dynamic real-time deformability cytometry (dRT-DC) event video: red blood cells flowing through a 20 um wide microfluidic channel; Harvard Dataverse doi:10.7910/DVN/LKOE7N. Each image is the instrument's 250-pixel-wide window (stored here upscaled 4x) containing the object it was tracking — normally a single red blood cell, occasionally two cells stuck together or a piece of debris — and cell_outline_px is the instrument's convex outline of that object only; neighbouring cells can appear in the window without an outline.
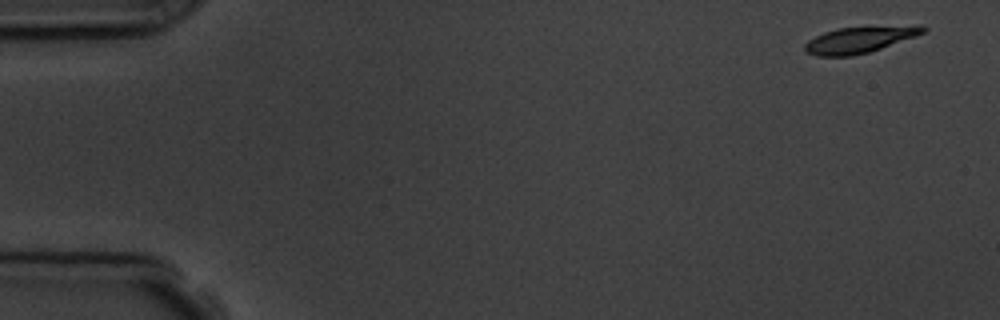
{"species": "common noctule bat (a hibernating species)", "species_latin": "Nyctalus noctula", "temperature_condition": "room temperature", "stored_images_in_passage": 5, "camera_frame_rate_fps": 3000, "um_per_image_px": 0.085, "animal": {"sex": "male", "body_mass_g": 19.5, "forearm_length_mm": 54.6}, "frame": {"image": 1, "passage_image": 1, "time_ms": 0.0, "image_size_px": [1000, 320], "cell_outline_px": [[928, 28], [924, 32], [916, 36], [868, 52], [852, 56], [816, 56], [808, 52], [804, 48], [804, 44], [808, 40], [824, 32], [836, 28], [920, 24], [924, 24]], "centroid_in_image_um": [73.11, 3.35], "position_along_channel_um": 11.9, "area_um2": 18.26}}
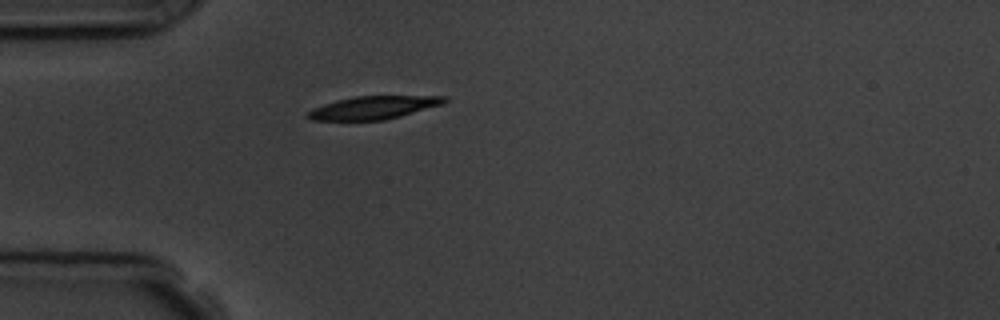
{"frame": {"image": 2, "passage_image": 5, "time_ms": 4.333, "image_size_px": [1000, 320], "cell_outline_px": [[448, 100], [444, 104], [400, 116], [384, 120], [312, 120], [304, 116], [312, 108], [336, 100], [356, 96], [448, 96]], "centroid_in_image_um": [31.75, 9.14], "position_along_channel_um": 53.2, "area_um2": 18.32}}